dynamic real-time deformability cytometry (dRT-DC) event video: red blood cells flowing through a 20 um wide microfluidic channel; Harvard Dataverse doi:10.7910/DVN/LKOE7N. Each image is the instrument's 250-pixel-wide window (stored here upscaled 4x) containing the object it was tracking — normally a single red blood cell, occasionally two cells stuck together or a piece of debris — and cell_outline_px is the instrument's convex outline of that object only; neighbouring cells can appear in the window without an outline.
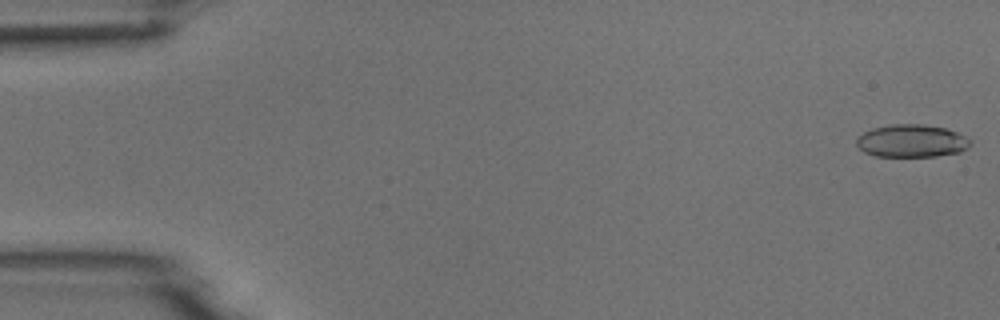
{"species": "common noctule bat (a hibernating species)", "species_latin": "Nyctalus noctula", "temperature_condition": "room temperature", "stored_images_in_passage": 5, "camera_frame_rate_fps": 3000, "um_per_image_px": 0.085, "animal": {"sex": "male", "body_mass_g": 18.8}, "frame": {"image": 1, "passage_image": 1, "time_ms": 0.0, "image_size_px": [1000, 320], "cell_outline_px": [[972, 144], [968, 148], [960, 152], [936, 156], [876, 156], [864, 152], [856, 144], [856, 140], [864, 132], [872, 128], [892, 124], [924, 124], [944, 128], [956, 132], [972, 140]], "centroid_in_image_um": [77.51, 11.98], "position_along_channel_um": 7.5, "area_um2": 21.68}}
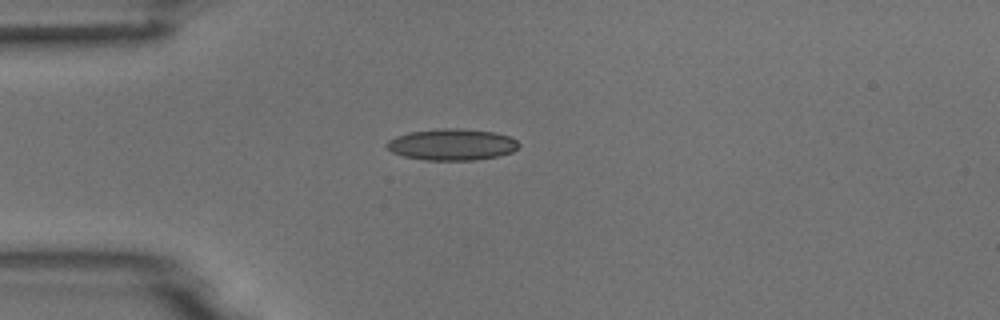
{"frame": {"image": 2, "passage_image": 5, "time_ms": 1.333, "image_size_px": [1000, 320], "cell_outline_px": [[520, 144], [512, 152], [496, 156], [476, 160], [424, 160], [404, 156], [392, 152], [384, 144], [388, 140], [396, 136], [408, 132], [440, 128], [460, 128], [492, 132], [508, 136], [516, 140]], "centroid_in_image_um": [38.37, 12.28], "position_along_channel_um": 46.6, "area_um2": 24.16}}